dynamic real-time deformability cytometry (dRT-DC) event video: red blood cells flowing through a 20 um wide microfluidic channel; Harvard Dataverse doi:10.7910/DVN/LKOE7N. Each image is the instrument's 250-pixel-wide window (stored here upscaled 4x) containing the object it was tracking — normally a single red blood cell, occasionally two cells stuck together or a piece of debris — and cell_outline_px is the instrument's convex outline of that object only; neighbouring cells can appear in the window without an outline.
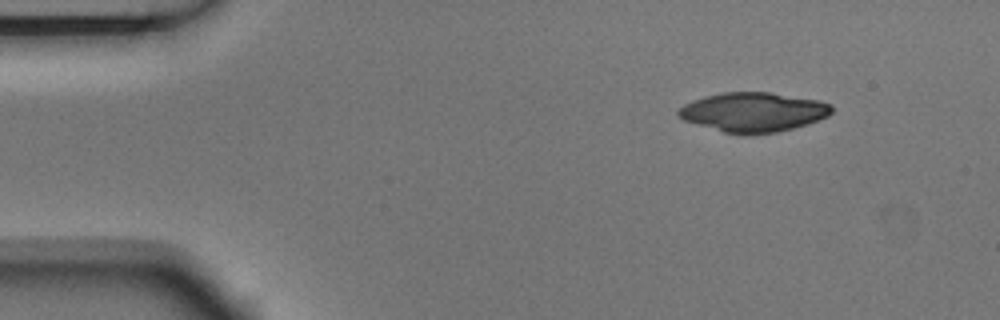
{"species": "Egyptian fruit bat (a non-hibernating species)", "species_latin": "Rousettus aegyptiacus", "temperature_condition": "room temperature", "stored_images_in_passage": 3, "segment_of_instrument_passage": [2, 2], "camera_frame_rate_fps": 3000, "um_per_image_px": 0.085, "animal": {"sex": "male"}, "frame": {"image": 1, "passage_image": 3, "time_ms": 0.667, "image_size_px": [1000, 320], "cell_outline_px": [[832, 112], [828, 116], [808, 124], [776, 132], [724, 132], [696, 124], [684, 120], [676, 116], [676, 112], [684, 104], [692, 100], [704, 96], [724, 92], [768, 92], [820, 100], [832, 104]], "centroid_in_image_um": [64.03, 9.49], "position_along_channel_um": 21.0, "area_um2": 34.74}}